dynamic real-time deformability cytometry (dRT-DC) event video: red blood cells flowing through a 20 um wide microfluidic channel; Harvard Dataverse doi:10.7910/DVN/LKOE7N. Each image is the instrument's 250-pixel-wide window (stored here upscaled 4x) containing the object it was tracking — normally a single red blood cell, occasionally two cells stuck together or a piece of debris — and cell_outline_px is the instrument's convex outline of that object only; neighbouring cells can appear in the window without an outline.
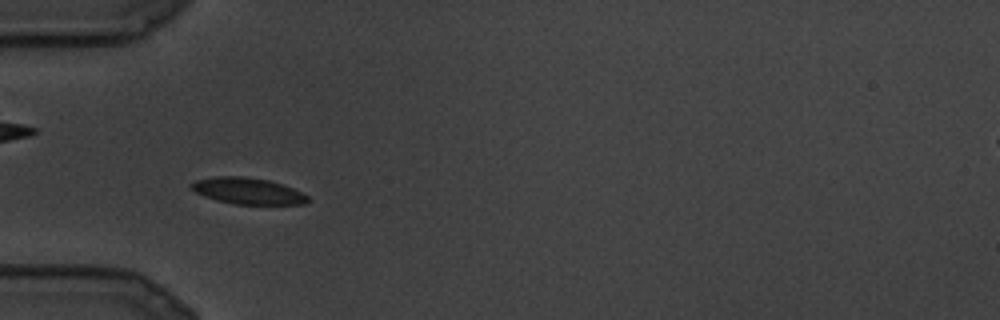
{"species": "common noctule bat (a hibernating species)", "species_latin": "Nyctalus noctula", "temperature_condition": "cold", "stored_images_in_passage": 6, "camera_frame_rate_fps": 3000, "um_per_image_px": 0.085, "animal": {"sex": "male", "body_mass_g": 19.5, "forearm_length_mm": 54.6}, "frame": {"image": 1, "passage_image": 2, "time_ms": 0.333, "image_size_px": [1000, 320], "cell_outline_px": [[308, 200], [304, 204], [236, 204], [216, 200], [204, 196], [188, 188], [188, 184], [196, 180], [216, 176], [244, 176], [268, 180], [284, 184], [308, 196]], "centroid_in_image_um": [21.01, 16.22], "position_along_channel_um": 64.0, "area_um2": 17.92}}